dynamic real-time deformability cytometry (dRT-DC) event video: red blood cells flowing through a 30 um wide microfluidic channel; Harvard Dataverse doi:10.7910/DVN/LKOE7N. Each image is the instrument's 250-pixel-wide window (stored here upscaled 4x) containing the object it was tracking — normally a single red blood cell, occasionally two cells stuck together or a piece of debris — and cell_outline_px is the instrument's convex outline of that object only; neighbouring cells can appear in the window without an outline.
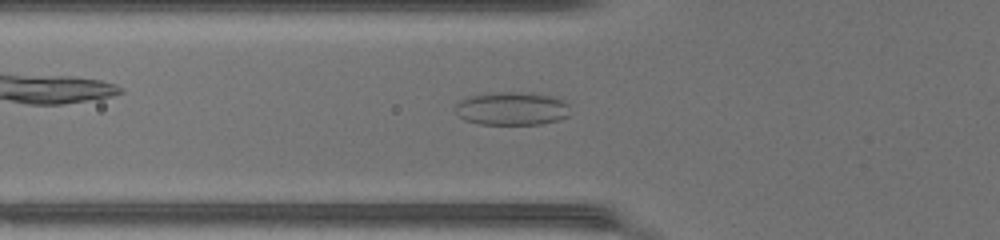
{"species": "common noctule bat (a hibernating species)", "species_latin": "Nyctalus noctula", "temperature_condition": "warm", "stored_images_in_passage": 39, "camera_frame_rate_fps": 3000, "um_per_image_px": 0.085, "animal": {"sex": "female", "body_mass_g": 17.0, "forearm_length_mm": 48.0}, "frame": {"image": 1, "passage_image": 8, "time_ms": 2.333, "image_size_px": [1000, 240], "cell_outline_px": [[568, 116], [560, 120], [540, 124], [480, 124], [464, 120], [456, 112], [456, 104], [460, 100], [468, 96], [496, 92], [520, 92], [560, 96], [568, 104]], "centroid_in_image_um": [43.54, 9.22], "position_along_channel_um": 82.3, "area_um2": 22.48}}
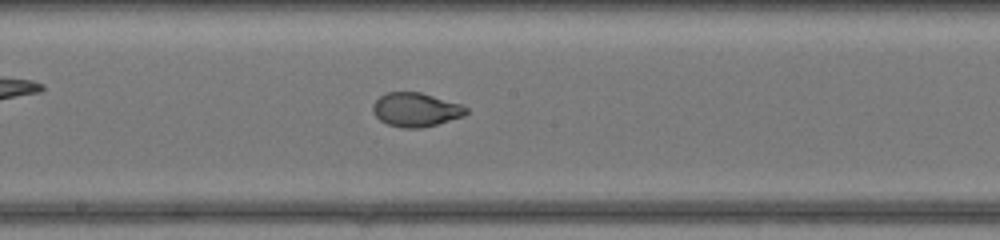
{"frame": {"image": 2, "passage_image": 17, "time_ms": 5.333, "image_size_px": [1000, 240], "cell_outline_px": [[468, 112], [464, 116], [436, 124], [420, 128], [400, 128], [388, 124], [380, 120], [376, 116], [372, 108], [372, 104], [380, 96], [388, 92], [420, 92], [460, 104], [468, 108]], "centroid_in_image_um": [35.33, 9.33], "position_along_channel_um": 212.9, "area_um2": 18.32}}
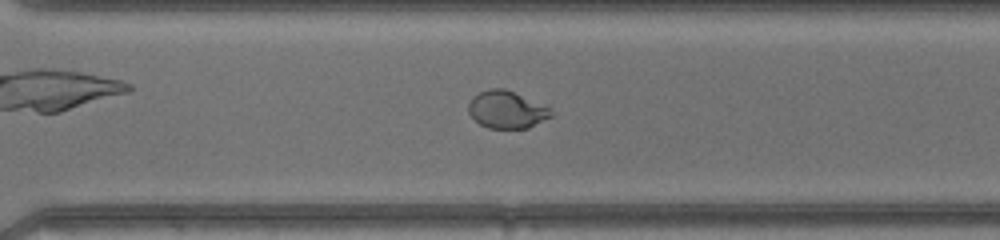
{"frame": {"image": 3, "passage_image": 25, "time_ms": 8.0, "image_size_px": [1000, 240], "cell_outline_px": [[556, 112], [552, 116], [528, 128], [488, 128], [480, 124], [468, 112], [468, 104], [472, 96], [488, 88], [504, 88], [548, 108]], "centroid_in_image_um": [43.04, 9.32], "position_along_channel_um": 327.6, "area_um2": 17.74}, "authors_computed_cell_mechanics": {"area_um2": 19.074, "velocity_mm_per_s": 4.3114, "shape_relaxation_time_tau1_ms": 10.0486, "shape_relaxation_time_tau2_ms": null, "deformation_change_tau1": 0.3361, "deformation_change_tau2": null}}